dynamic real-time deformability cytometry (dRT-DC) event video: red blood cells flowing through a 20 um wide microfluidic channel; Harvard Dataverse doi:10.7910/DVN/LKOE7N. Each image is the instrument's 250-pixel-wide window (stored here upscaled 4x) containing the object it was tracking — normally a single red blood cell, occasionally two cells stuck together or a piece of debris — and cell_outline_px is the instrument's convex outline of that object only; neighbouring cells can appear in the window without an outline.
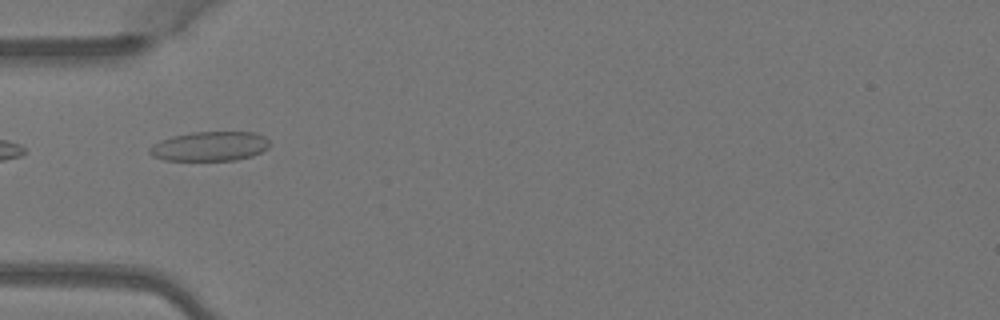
{"species": "Egyptian fruit bat (a non-hibernating species)", "species_latin": "Rousettus aegyptiacus", "temperature_condition": "warm", "stored_images_in_passage": 5, "camera_frame_rate_fps": 3000, "um_per_image_px": 0.085, "animal": {"sex": "female"}, "frame": {"image": 1, "passage_image": 4, "time_ms": 1.0, "image_size_px": [1000, 320], "cell_outline_px": [[268, 148], [252, 156], [236, 160], [164, 160], [152, 156], [148, 152], [148, 148], [152, 144], [160, 140], [172, 136], [192, 132], [252, 132], [264, 136], [268, 140]], "centroid_in_image_um": [17.79, 12.43], "position_along_channel_um": 67.2, "area_um2": 20.63}}
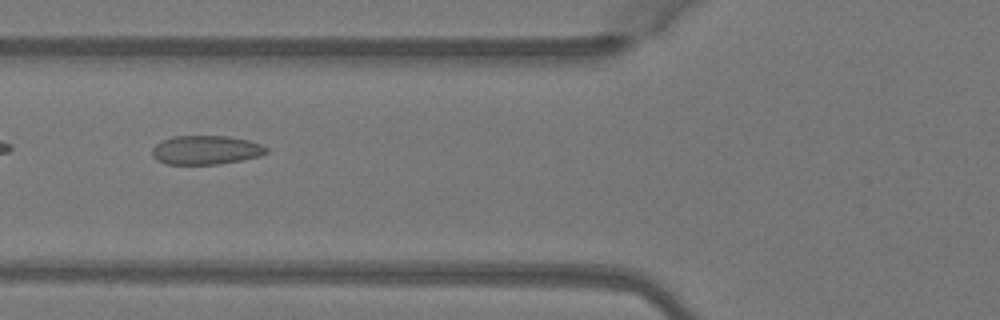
{"frame": {"image": 2, "passage_image": 5, "time_ms": 1.333, "image_size_px": [1000, 320], "cell_outline_px": [[268, 152], [260, 156], [240, 160], [216, 164], [168, 164], [156, 160], [152, 156], [152, 148], [160, 140], [172, 136], [228, 136], [248, 140], [260, 144], [268, 148]], "centroid_in_image_um": [17.47, 12.74], "position_along_channel_um": 108.3, "area_um2": 19.31}}